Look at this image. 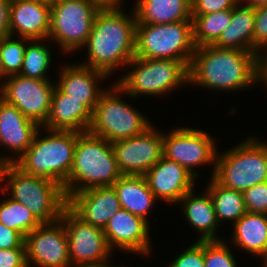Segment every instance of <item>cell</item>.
Instances as JSON below:
<instances>
[{"label":"cell","mask_w":267,"mask_h":267,"mask_svg":"<svg viewBox=\"0 0 267 267\" xmlns=\"http://www.w3.org/2000/svg\"><path fill=\"white\" fill-rule=\"evenodd\" d=\"M260 82H262V83L264 82L267 86V74H261V81Z\"/></svg>","instance_id":"cell-47"},{"label":"cell","mask_w":267,"mask_h":267,"mask_svg":"<svg viewBox=\"0 0 267 267\" xmlns=\"http://www.w3.org/2000/svg\"><path fill=\"white\" fill-rule=\"evenodd\" d=\"M134 66L117 82L129 97L162 95L189 82L188 66L178 60L149 59L135 56L128 64Z\"/></svg>","instance_id":"cell-8"},{"label":"cell","mask_w":267,"mask_h":267,"mask_svg":"<svg viewBox=\"0 0 267 267\" xmlns=\"http://www.w3.org/2000/svg\"><path fill=\"white\" fill-rule=\"evenodd\" d=\"M120 9V5H103L97 12L84 45L88 61L81 65L111 76L115 68L125 67L135 57L136 16Z\"/></svg>","instance_id":"cell-2"},{"label":"cell","mask_w":267,"mask_h":267,"mask_svg":"<svg viewBox=\"0 0 267 267\" xmlns=\"http://www.w3.org/2000/svg\"><path fill=\"white\" fill-rule=\"evenodd\" d=\"M207 187L218 223L226 220H233L235 223L247 212L243 192L226 188L213 177Z\"/></svg>","instance_id":"cell-28"},{"label":"cell","mask_w":267,"mask_h":267,"mask_svg":"<svg viewBox=\"0 0 267 267\" xmlns=\"http://www.w3.org/2000/svg\"><path fill=\"white\" fill-rule=\"evenodd\" d=\"M247 212L267 214V181L243 192Z\"/></svg>","instance_id":"cell-35"},{"label":"cell","mask_w":267,"mask_h":267,"mask_svg":"<svg viewBox=\"0 0 267 267\" xmlns=\"http://www.w3.org/2000/svg\"><path fill=\"white\" fill-rule=\"evenodd\" d=\"M103 5H121L122 0H99Z\"/></svg>","instance_id":"cell-44"},{"label":"cell","mask_w":267,"mask_h":267,"mask_svg":"<svg viewBox=\"0 0 267 267\" xmlns=\"http://www.w3.org/2000/svg\"><path fill=\"white\" fill-rule=\"evenodd\" d=\"M254 20L255 8L243 6L239 2L231 9L230 24L222 31L213 46L253 52Z\"/></svg>","instance_id":"cell-23"},{"label":"cell","mask_w":267,"mask_h":267,"mask_svg":"<svg viewBox=\"0 0 267 267\" xmlns=\"http://www.w3.org/2000/svg\"><path fill=\"white\" fill-rule=\"evenodd\" d=\"M195 49L192 20L170 24L136 23L137 57L178 60L189 67Z\"/></svg>","instance_id":"cell-7"},{"label":"cell","mask_w":267,"mask_h":267,"mask_svg":"<svg viewBox=\"0 0 267 267\" xmlns=\"http://www.w3.org/2000/svg\"><path fill=\"white\" fill-rule=\"evenodd\" d=\"M205 267H237L231 250L223 240L204 241Z\"/></svg>","instance_id":"cell-33"},{"label":"cell","mask_w":267,"mask_h":267,"mask_svg":"<svg viewBox=\"0 0 267 267\" xmlns=\"http://www.w3.org/2000/svg\"><path fill=\"white\" fill-rule=\"evenodd\" d=\"M261 59L239 49L196 47L189 67V82L217 90H244L261 81Z\"/></svg>","instance_id":"cell-1"},{"label":"cell","mask_w":267,"mask_h":267,"mask_svg":"<svg viewBox=\"0 0 267 267\" xmlns=\"http://www.w3.org/2000/svg\"><path fill=\"white\" fill-rule=\"evenodd\" d=\"M74 65H63L65 67L60 71V79L56 86L64 94L79 100L93 112L98 99L105 91L97 86V82L98 80H105L108 75L81 64Z\"/></svg>","instance_id":"cell-20"},{"label":"cell","mask_w":267,"mask_h":267,"mask_svg":"<svg viewBox=\"0 0 267 267\" xmlns=\"http://www.w3.org/2000/svg\"><path fill=\"white\" fill-rule=\"evenodd\" d=\"M218 153L215 140L202 130L178 127L168 135L163 134V156L177 162L196 178L197 172L193 168L210 163H214L213 177Z\"/></svg>","instance_id":"cell-12"},{"label":"cell","mask_w":267,"mask_h":267,"mask_svg":"<svg viewBox=\"0 0 267 267\" xmlns=\"http://www.w3.org/2000/svg\"><path fill=\"white\" fill-rule=\"evenodd\" d=\"M26 248L25 238L0 222V249Z\"/></svg>","instance_id":"cell-39"},{"label":"cell","mask_w":267,"mask_h":267,"mask_svg":"<svg viewBox=\"0 0 267 267\" xmlns=\"http://www.w3.org/2000/svg\"><path fill=\"white\" fill-rule=\"evenodd\" d=\"M119 93L123 90L116 83L102 93L92 112L88 132L109 142L130 138L145 132L152 125L141 113L125 103Z\"/></svg>","instance_id":"cell-9"},{"label":"cell","mask_w":267,"mask_h":267,"mask_svg":"<svg viewBox=\"0 0 267 267\" xmlns=\"http://www.w3.org/2000/svg\"><path fill=\"white\" fill-rule=\"evenodd\" d=\"M169 267H205L204 241L198 240L182 252Z\"/></svg>","instance_id":"cell-36"},{"label":"cell","mask_w":267,"mask_h":267,"mask_svg":"<svg viewBox=\"0 0 267 267\" xmlns=\"http://www.w3.org/2000/svg\"><path fill=\"white\" fill-rule=\"evenodd\" d=\"M16 160H17L16 157L15 158H10V157L6 158V156L5 157L3 156V158L0 157V183L2 181V172H3V168H4L5 163H14ZM0 189H1V187H0Z\"/></svg>","instance_id":"cell-41"},{"label":"cell","mask_w":267,"mask_h":267,"mask_svg":"<svg viewBox=\"0 0 267 267\" xmlns=\"http://www.w3.org/2000/svg\"><path fill=\"white\" fill-rule=\"evenodd\" d=\"M0 222L24 238L41 224L25 205L10 197L0 203Z\"/></svg>","instance_id":"cell-30"},{"label":"cell","mask_w":267,"mask_h":267,"mask_svg":"<svg viewBox=\"0 0 267 267\" xmlns=\"http://www.w3.org/2000/svg\"><path fill=\"white\" fill-rule=\"evenodd\" d=\"M7 78L0 85V97L42 127L48 119L55 83L27 78L20 74Z\"/></svg>","instance_id":"cell-13"},{"label":"cell","mask_w":267,"mask_h":267,"mask_svg":"<svg viewBox=\"0 0 267 267\" xmlns=\"http://www.w3.org/2000/svg\"><path fill=\"white\" fill-rule=\"evenodd\" d=\"M193 192V189L187 192L178 202L183 204L182 211L188 222L202 234L197 241L221 240L216 233L219 223L209 192L206 190L200 196Z\"/></svg>","instance_id":"cell-26"},{"label":"cell","mask_w":267,"mask_h":267,"mask_svg":"<svg viewBox=\"0 0 267 267\" xmlns=\"http://www.w3.org/2000/svg\"><path fill=\"white\" fill-rule=\"evenodd\" d=\"M218 154L213 178L222 186L244 192L267 181V143L247 138Z\"/></svg>","instance_id":"cell-6"},{"label":"cell","mask_w":267,"mask_h":267,"mask_svg":"<svg viewBox=\"0 0 267 267\" xmlns=\"http://www.w3.org/2000/svg\"><path fill=\"white\" fill-rule=\"evenodd\" d=\"M112 186L121 207L148 222L147 214L157 199L144 175H122Z\"/></svg>","instance_id":"cell-24"},{"label":"cell","mask_w":267,"mask_h":267,"mask_svg":"<svg viewBox=\"0 0 267 267\" xmlns=\"http://www.w3.org/2000/svg\"><path fill=\"white\" fill-rule=\"evenodd\" d=\"M264 48L267 50V5L255 8L253 52L261 60L267 56V51L260 52Z\"/></svg>","instance_id":"cell-34"},{"label":"cell","mask_w":267,"mask_h":267,"mask_svg":"<svg viewBox=\"0 0 267 267\" xmlns=\"http://www.w3.org/2000/svg\"><path fill=\"white\" fill-rule=\"evenodd\" d=\"M91 121L92 112L84 104L55 86L44 129L84 133L88 132Z\"/></svg>","instance_id":"cell-21"},{"label":"cell","mask_w":267,"mask_h":267,"mask_svg":"<svg viewBox=\"0 0 267 267\" xmlns=\"http://www.w3.org/2000/svg\"><path fill=\"white\" fill-rule=\"evenodd\" d=\"M103 4L99 0H54L51 2L49 38L70 53L83 48Z\"/></svg>","instance_id":"cell-10"},{"label":"cell","mask_w":267,"mask_h":267,"mask_svg":"<svg viewBox=\"0 0 267 267\" xmlns=\"http://www.w3.org/2000/svg\"><path fill=\"white\" fill-rule=\"evenodd\" d=\"M122 175H144L163 157V134L149 127L142 134L111 142Z\"/></svg>","instance_id":"cell-14"},{"label":"cell","mask_w":267,"mask_h":267,"mask_svg":"<svg viewBox=\"0 0 267 267\" xmlns=\"http://www.w3.org/2000/svg\"><path fill=\"white\" fill-rule=\"evenodd\" d=\"M31 42L33 44L29 42L31 45L28 44L25 48L20 75L27 78L49 80L46 73L49 71L52 60L50 49L43 44V39L42 44L39 40H31Z\"/></svg>","instance_id":"cell-31"},{"label":"cell","mask_w":267,"mask_h":267,"mask_svg":"<svg viewBox=\"0 0 267 267\" xmlns=\"http://www.w3.org/2000/svg\"><path fill=\"white\" fill-rule=\"evenodd\" d=\"M51 2L9 0V35L29 40L49 38Z\"/></svg>","instance_id":"cell-17"},{"label":"cell","mask_w":267,"mask_h":267,"mask_svg":"<svg viewBox=\"0 0 267 267\" xmlns=\"http://www.w3.org/2000/svg\"><path fill=\"white\" fill-rule=\"evenodd\" d=\"M67 206L84 222L104 229L122 207L113 186H98L72 194Z\"/></svg>","instance_id":"cell-18"},{"label":"cell","mask_w":267,"mask_h":267,"mask_svg":"<svg viewBox=\"0 0 267 267\" xmlns=\"http://www.w3.org/2000/svg\"><path fill=\"white\" fill-rule=\"evenodd\" d=\"M136 23L170 24L192 20L191 0H137Z\"/></svg>","instance_id":"cell-25"},{"label":"cell","mask_w":267,"mask_h":267,"mask_svg":"<svg viewBox=\"0 0 267 267\" xmlns=\"http://www.w3.org/2000/svg\"><path fill=\"white\" fill-rule=\"evenodd\" d=\"M0 9H9V0H0Z\"/></svg>","instance_id":"cell-46"},{"label":"cell","mask_w":267,"mask_h":267,"mask_svg":"<svg viewBox=\"0 0 267 267\" xmlns=\"http://www.w3.org/2000/svg\"><path fill=\"white\" fill-rule=\"evenodd\" d=\"M22 41L24 43L31 42V40L25 38H20V41L12 40L10 35L0 39V63L2 75L5 78L20 74L24 60V51L27 46Z\"/></svg>","instance_id":"cell-32"},{"label":"cell","mask_w":267,"mask_h":267,"mask_svg":"<svg viewBox=\"0 0 267 267\" xmlns=\"http://www.w3.org/2000/svg\"><path fill=\"white\" fill-rule=\"evenodd\" d=\"M245 2V1H248L246 3L247 6H251L253 8H257V7H260V6H264V5H267V0H240V2Z\"/></svg>","instance_id":"cell-42"},{"label":"cell","mask_w":267,"mask_h":267,"mask_svg":"<svg viewBox=\"0 0 267 267\" xmlns=\"http://www.w3.org/2000/svg\"><path fill=\"white\" fill-rule=\"evenodd\" d=\"M234 245L254 255H260L267 262V214L246 212L233 224Z\"/></svg>","instance_id":"cell-27"},{"label":"cell","mask_w":267,"mask_h":267,"mask_svg":"<svg viewBox=\"0 0 267 267\" xmlns=\"http://www.w3.org/2000/svg\"><path fill=\"white\" fill-rule=\"evenodd\" d=\"M0 77L2 78L3 75H2V67H1V63H0Z\"/></svg>","instance_id":"cell-48"},{"label":"cell","mask_w":267,"mask_h":267,"mask_svg":"<svg viewBox=\"0 0 267 267\" xmlns=\"http://www.w3.org/2000/svg\"><path fill=\"white\" fill-rule=\"evenodd\" d=\"M261 74H267V56L261 61Z\"/></svg>","instance_id":"cell-45"},{"label":"cell","mask_w":267,"mask_h":267,"mask_svg":"<svg viewBox=\"0 0 267 267\" xmlns=\"http://www.w3.org/2000/svg\"><path fill=\"white\" fill-rule=\"evenodd\" d=\"M0 267H28L26 248L0 249Z\"/></svg>","instance_id":"cell-38"},{"label":"cell","mask_w":267,"mask_h":267,"mask_svg":"<svg viewBox=\"0 0 267 267\" xmlns=\"http://www.w3.org/2000/svg\"><path fill=\"white\" fill-rule=\"evenodd\" d=\"M74 267V266H71ZM75 267H112L111 265H109L108 262L106 263H102V264H95V265H76ZM114 267V266H113ZM119 267V266H117ZM124 267V266H123Z\"/></svg>","instance_id":"cell-43"},{"label":"cell","mask_w":267,"mask_h":267,"mask_svg":"<svg viewBox=\"0 0 267 267\" xmlns=\"http://www.w3.org/2000/svg\"><path fill=\"white\" fill-rule=\"evenodd\" d=\"M149 223L121 208L108 221L103 232L109 247H118L143 256L150 254ZM149 253V254H148Z\"/></svg>","instance_id":"cell-16"},{"label":"cell","mask_w":267,"mask_h":267,"mask_svg":"<svg viewBox=\"0 0 267 267\" xmlns=\"http://www.w3.org/2000/svg\"><path fill=\"white\" fill-rule=\"evenodd\" d=\"M9 36V9H0V39Z\"/></svg>","instance_id":"cell-40"},{"label":"cell","mask_w":267,"mask_h":267,"mask_svg":"<svg viewBox=\"0 0 267 267\" xmlns=\"http://www.w3.org/2000/svg\"><path fill=\"white\" fill-rule=\"evenodd\" d=\"M26 262L38 267H71L68 237L61 219L42 223L25 237Z\"/></svg>","instance_id":"cell-15"},{"label":"cell","mask_w":267,"mask_h":267,"mask_svg":"<svg viewBox=\"0 0 267 267\" xmlns=\"http://www.w3.org/2000/svg\"><path fill=\"white\" fill-rule=\"evenodd\" d=\"M150 190L157 200L177 202L194 189L195 176L186 168L164 156L145 174Z\"/></svg>","instance_id":"cell-19"},{"label":"cell","mask_w":267,"mask_h":267,"mask_svg":"<svg viewBox=\"0 0 267 267\" xmlns=\"http://www.w3.org/2000/svg\"><path fill=\"white\" fill-rule=\"evenodd\" d=\"M231 21V9L192 15L193 41L196 47L213 45Z\"/></svg>","instance_id":"cell-29"},{"label":"cell","mask_w":267,"mask_h":267,"mask_svg":"<svg viewBox=\"0 0 267 267\" xmlns=\"http://www.w3.org/2000/svg\"><path fill=\"white\" fill-rule=\"evenodd\" d=\"M41 128L36 122L25 117L14 105L7 103L0 97V146L19 153L21 157Z\"/></svg>","instance_id":"cell-22"},{"label":"cell","mask_w":267,"mask_h":267,"mask_svg":"<svg viewBox=\"0 0 267 267\" xmlns=\"http://www.w3.org/2000/svg\"><path fill=\"white\" fill-rule=\"evenodd\" d=\"M39 130L42 129H38L32 144L14 164L28 174L51 179L63 187L73 165L77 132L46 129L49 135L40 137Z\"/></svg>","instance_id":"cell-4"},{"label":"cell","mask_w":267,"mask_h":267,"mask_svg":"<svg viewBox=\"0 0 267 267\" xmlns=\"http://www.w3.org/2000/svg\"><path fill=\"white\" fill-rule=\"evenodd\" d=\"M121 176L111 142L89 132H77L73 165L62 187L66 199L88 188L112 186Z\"/></svg>","instance_id":"cell-3"},{"label":"cell","mask_w":267,"mask_h":267,"mask_svg":"<svg viewBox=\"0 0 267 267\" xmlns=\"http://www.w3.org/2000/svg\"><path fill=\"white\" fill-rule=\"evenodd\" d=\"M60 219L68 237L71 266L108 262L113 250L108 245L103 229L84 222L68 206L63 209Z\"/></svg>","instance_id":"cell-11"},{"label":"cell","mask_w":267,"mask_h":267,"mask_svg":"<svg viewBox=\"0 0 267 267\" xmlns=\"http://www.w3.org/2000/svg\"><path fill=\"white\" fill-rule=\"evenodd\" d=\"M240 0H191L192 15H203L233 9Z\"/></svg>","instance_id":"cell-37"},{"label":"cell","mask_w":267,"mask_h":267,"mask_svg":"<svg viewBox=\"0 0 267 267\" xmlns=\"http://www.w3.org/2000/svg\"><path fill=\"white\" fill-rule=\"evenodd\" d=\"M2 180L7 181V187H1L2 193L10 188L11 199L25 205L41 224L58 221L67 206L60 184L45 177L28 174L14 163H5Z\"/></svg>","instance_id":"cell-5"}]
</instances>
